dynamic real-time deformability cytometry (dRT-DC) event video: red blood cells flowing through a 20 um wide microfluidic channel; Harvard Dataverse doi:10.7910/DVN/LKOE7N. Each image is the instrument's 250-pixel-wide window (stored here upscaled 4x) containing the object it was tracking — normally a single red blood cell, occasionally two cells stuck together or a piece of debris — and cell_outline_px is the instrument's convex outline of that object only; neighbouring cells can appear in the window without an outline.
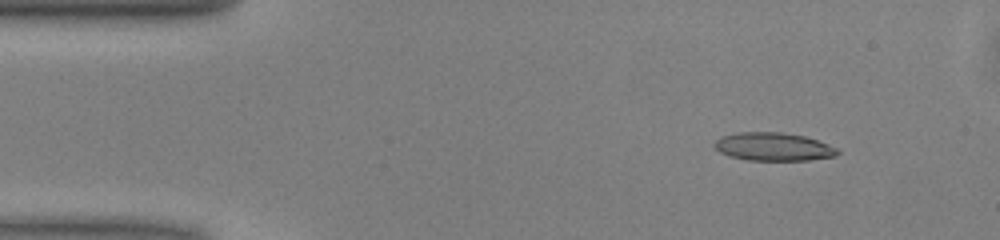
{"species": "common noctule bat (a hibernating species)", "species_latin": "Nyctalus noctula", "temperature_condition": "warm", "stored_images_in_passage": 48, "camera_frame_rate_fps": 3000, "um_per_image_px": 0.085, "animal": {"sex": "male", "body_mass_g": 13.0, "forearm_length_mm": 53.1}, "frame": {"image": 1, "passage_image": 4, "time_ms": 1.0, "image_size_px": [1000, 240], "cell_outline_px": [[840, 152], [836, 156], [808, 160], [748, 160], [728, 156], [720, 152], [712, 144], [720, 136], [736, 132], [780, 132], [804, 136], [828, 144], [836, 148]], "centroid_in_image_um": [65.7, 12.47], "position_along_channel_um": 19.3, "area_um2": 20.23}}
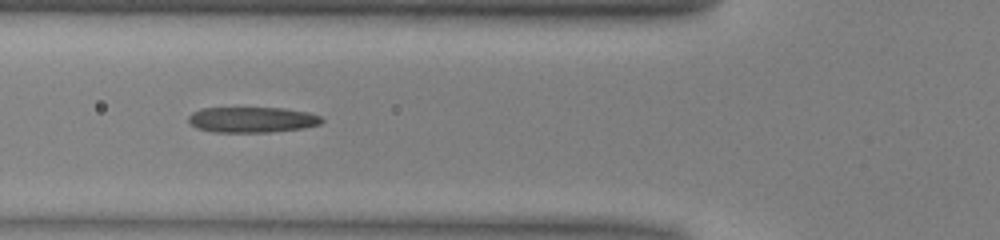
{"frame": {"image": 2, "passage_image": 16, "time_ms": 5.0, "image_size_px": [1000, 240], "cell_outline_px": [[324, 120], [320, 124], [304, 128], [272, 132], [212, 132], [196, 128], [188, 120], [188, 116], [192, 112], [200, 108], [284, 108], [308, 112], [320, 116]], "centroid_in_image_um": [21.42, 10.17], "position_along_channel_um": 104.4, "area_um2": 20.0}}
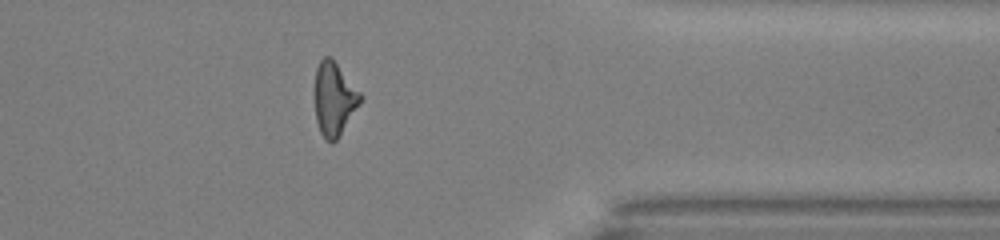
{"frame": {"image": 3, "passage_image": 38, "time_ms": 12.333, "image_size_px": [1000, 240], "cell_outline_px": [[364, 96], [360, 104], [340, 136], [332, 144], [324, 140], [320, 132], [316, 120], [316, 68], [320, 60], [324, 56], [332, 56]], "centroid_in_image_um": [28.44, 8.41], "position_along_channel_um": 383.0, "area_um2": 19.77}, "authors_computed_cell_mechanics": {"area_um2": 19.941, "velocity_mm_per_s": 4.0451, "shape_relaxation_time_tau1_ms": null, "shape_relaxation_time_tau2_ms": 2.2179, "deformation_change_tau1": null, "deformation_change_tau2": 0.1308}}